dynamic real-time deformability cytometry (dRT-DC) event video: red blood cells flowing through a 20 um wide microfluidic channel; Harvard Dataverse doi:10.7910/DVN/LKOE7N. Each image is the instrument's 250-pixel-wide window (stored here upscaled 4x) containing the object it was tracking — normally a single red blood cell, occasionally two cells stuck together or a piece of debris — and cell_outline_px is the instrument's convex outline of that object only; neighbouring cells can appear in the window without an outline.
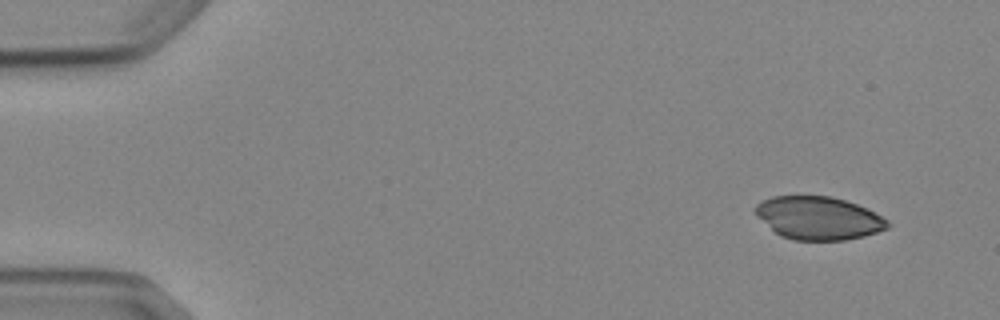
{"species": "Egyptian fruit bat (a non-hibernating species)", "species_latin": "Rousettus aegyptiacus", "temperature_condition": "cold", "stored_images_in_passage": 4, "camera_frame_rate_fps": 3000, "um_per_image_px": 0.085, "animal": {"sex": "female"}, "frame": {"image": 1, "passage_image": 1, "time_ms": 0.0, "image_size_px": [1000, 320], "cell_outline_px": [[892, 224], [888, 228], [864, 236], [844, 240], [792, 240], [780, 236], [756, 216], [756, 204], [760, 200], [772, 196], [832, 196], [856, 204], [888, 220]], "centroid_in_image_um": [69.54, 18.54], "position_along_channel_um": 15.5, "area_um2": 33.06}}